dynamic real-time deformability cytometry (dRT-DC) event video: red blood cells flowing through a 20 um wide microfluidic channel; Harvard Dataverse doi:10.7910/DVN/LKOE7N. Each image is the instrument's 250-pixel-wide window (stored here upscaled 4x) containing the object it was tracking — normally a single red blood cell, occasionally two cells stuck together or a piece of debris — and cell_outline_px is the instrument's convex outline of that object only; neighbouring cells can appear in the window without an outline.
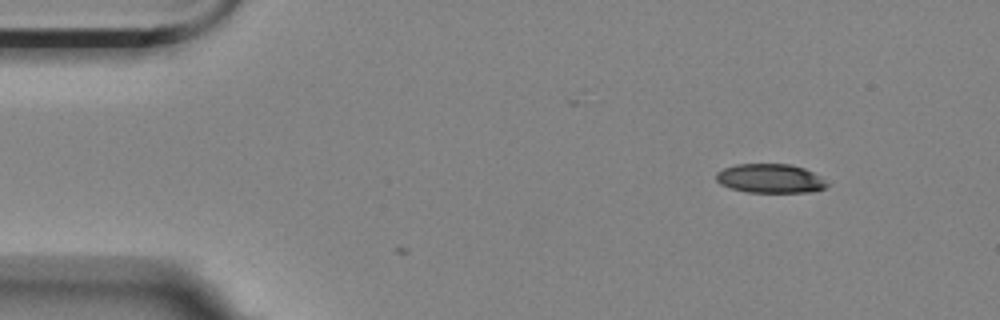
{"species": "Egyptian fruit bat (a non-hibernating species)", "species_latin": "Rousettus aegyptiacus", "temperature_condition": "room temperature", "stored_images_in_passage": 3, "camera_frame_rate_fps": 3000, "um_per_image_px": 0.085, "animal": {"sex": "female"}, "frame": {"image": 1, "passage_image": 1, "time_ms": 0.0, "image_size_px": [1000, 320], "cell_outline_px": [[828, 184], [824, 188], [812, 192], [748, 192], [732, 188], [720, 184], [716, 180], [716, 172], [724, 168], [736, 164], [788, 164], [804, 168], [820, 176]], "centroid_in_image_um": [65.45, 15.17], "position_along_channel_um": 19.5, "area_um2": 18.67}}